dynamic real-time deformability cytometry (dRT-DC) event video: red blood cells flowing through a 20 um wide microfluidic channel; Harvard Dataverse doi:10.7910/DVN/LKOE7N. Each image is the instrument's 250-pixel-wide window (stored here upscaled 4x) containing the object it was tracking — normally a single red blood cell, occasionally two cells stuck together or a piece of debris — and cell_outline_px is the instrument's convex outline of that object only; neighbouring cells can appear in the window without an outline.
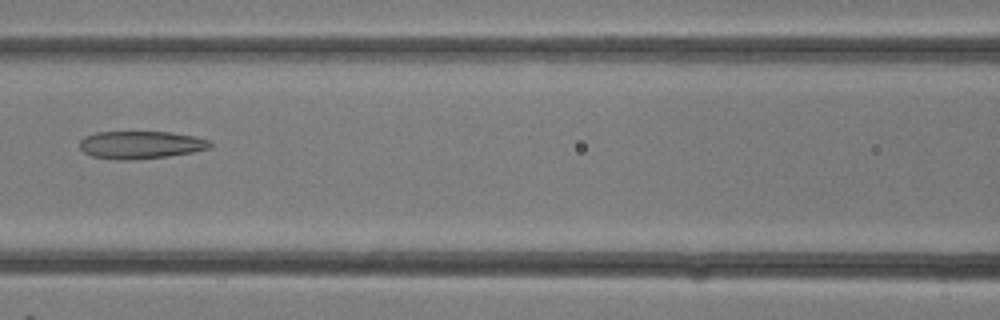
{"species": "common noctule bat (a hibernating species)", "species_latin": "Nyctalus noctula", "temperature_condition": "room temperature", "stored_images_in_passage": 29, "camera_frame_rate_fps": 3000, "um_per_image_px": 0.085, "animal": {"sex": "female"}, "frame": {"image": 1, "passage_image": 13, "time_ms": 4.0, "image_size_px": [1000, 320], "cell_outline_px": [[212, 148], [192, 152], [168, 156], [128, 160], [116, 160], [92, 156], [84, 152], [80, 148], [80, 140], [84, 136], [96, 132], [168, 132], [196, 136], [208, 140], [212, 144]], "centroid_in_image_um": [11.96, 12.31], "position_along_channel_um": 154.6, "area_um2": 21.1}}
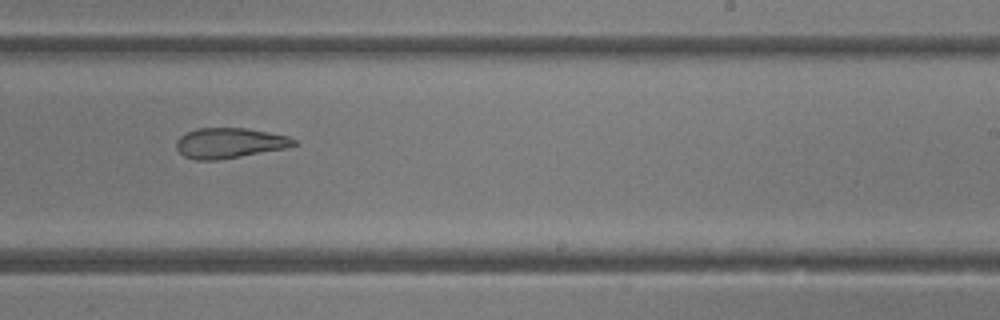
{"frame": {"image": 2, "passage_image": 18, "time_ms": 5.667, "image_size_px": [1000, 320], "cell_outline_px": [[300, 144], [288, 148], [220, 160], [196, 160], [184, 156], [176, 148], [176, 140], [184, 132], [196, 128], [244, 128], [268, 132], [288, 136], [296, 140]], "centroid_in_image_um": [19.52, 12.16], "position_along_channel_um": 269.5, "area_um2": 21.04}}
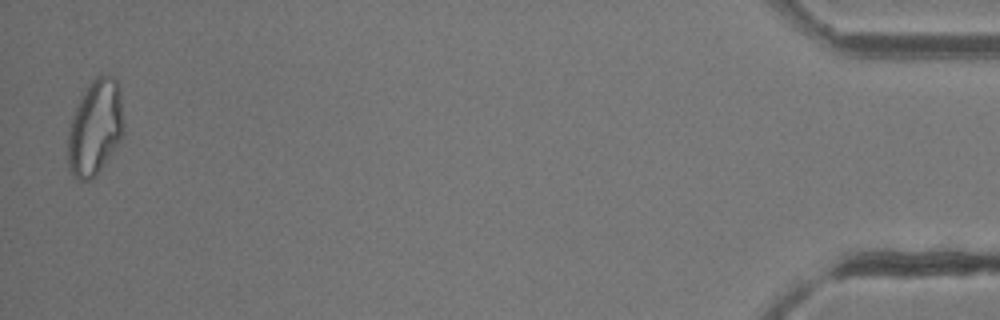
{"frame": {"image": 3, "passage_image": 29, "time_ms": 9.333, "image_size_px": [1000, 320], "cell_outline_px": [[124, 132], [120, 140], [96, 176], [88, 180], [80, 180], [68, 168], [68, 128], [76, 104], [92, 80], [96, 76], [116, 76], [120, 88], [124, 124]], "centroid_in_image_um": [8.1, 10.82], "position_along_channel_um": 427.1, "area_um2": 31.1}}